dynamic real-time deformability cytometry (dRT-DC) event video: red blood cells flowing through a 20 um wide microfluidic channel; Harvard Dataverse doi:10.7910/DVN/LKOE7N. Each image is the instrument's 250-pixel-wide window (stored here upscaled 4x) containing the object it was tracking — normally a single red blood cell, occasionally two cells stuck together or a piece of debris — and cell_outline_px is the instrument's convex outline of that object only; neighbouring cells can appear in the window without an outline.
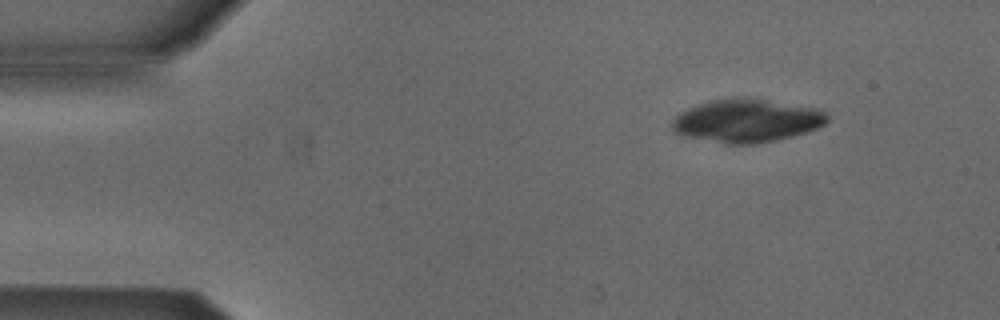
{"species": "Egyptian fruit bat (a non-hibernating species)", "species_latin": "Rousettus aegyptiacus", "temperature_condition": "cold", "stored_images_in_passage": 46, "camera_frame_rate_fps": 3000, "um_per_image_px": 0.085, "animal": {"sex": "male"}, "frame": {"image": 1, "passage_image": 1, "time_ms": 0.0, "image_size_px": [1000, 320], "cell_outline_px": [[828, 120], [824, 124], [816, 128], [792, 136], [752, 144], [724, 144], [680, 136], [672, 128], [672, 120], [680, 112], [688, 108], [712, 100], [736, 96], [748, 96], [820, 108], [828, 116]], "centroid_in_image_um": [63.45, 10.24], "position_along_channel_um": 21.5, "area_um2": 39.48}}
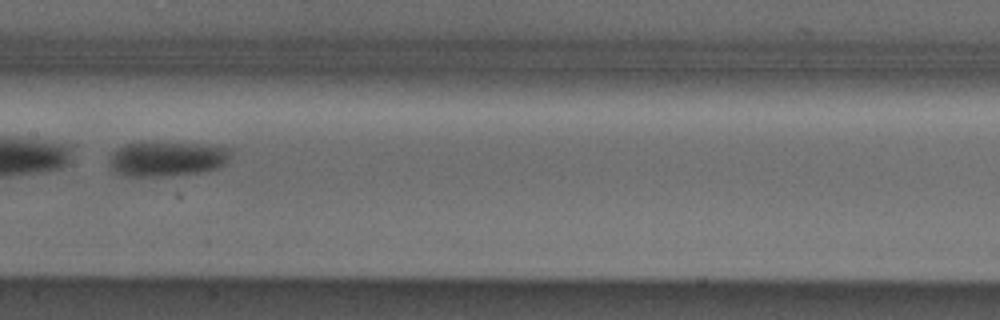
{"frame": {"image": 2, "passage_image": 21, "time_ms": 6.667, "image_size_px": [1000, 320], "cell_outline_px": [[232, 156], [220, 168], [200, 172], [172, 176], [120, 176], [108, 168], [108, 160], [112, 152], [124, 144], [212, 144], [232, 148]], "centroid_in_image_um": [14.21, 13.53], "position_along_channel_um": 193.2, "area_um2": 24.85}, "authors_computed_cell_mechanics": {"area_um2": 26.4724, "velocity_mm_per_s": 3.8797, "shape_relaxation_time_tau1_ms": 2.0333, "shape_relaxation_time_tau2_ms": null, "deformation_change_tau1": 0.1022, "deformation_change_tau2": null}}